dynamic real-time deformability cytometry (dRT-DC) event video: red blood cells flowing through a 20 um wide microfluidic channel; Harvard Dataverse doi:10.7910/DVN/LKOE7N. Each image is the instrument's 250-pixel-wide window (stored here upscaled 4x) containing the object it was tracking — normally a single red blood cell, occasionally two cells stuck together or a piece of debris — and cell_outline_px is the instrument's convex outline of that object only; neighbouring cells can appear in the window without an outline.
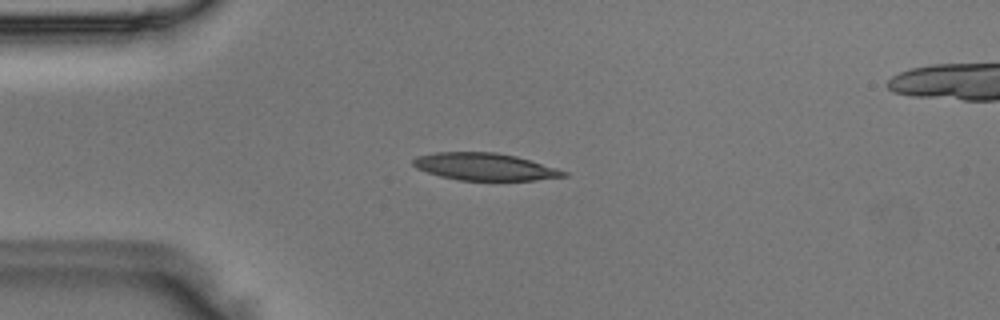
{"species": "Egyptian fruit bat (a non-hibernating species)", "species_latin": "Rousettus aegyptiacus", "temperature_condition": "room temperature", "stored_images_in_passage": 43, "camera_frame_rate_fps": 3000, "um_per_image_px": 0.085, "animal": {"sex": "male"}, "frame": {"image": 1, "passage_image": 11, "time_ms": 3.333, "image_size_px": [1000, 320], "cell_outline_px": [[568, 176], [536, 180], [460, 180], [440, 176], [416, 168], [412, 164], [412, 160], [416, 156], [436, 152], [496, 152], [516, 156], [568, 172]], "centroid_in_image_um": [41.18, 14.17], "position_along_channel_um": 43.8, "area_um2": 23.76}}
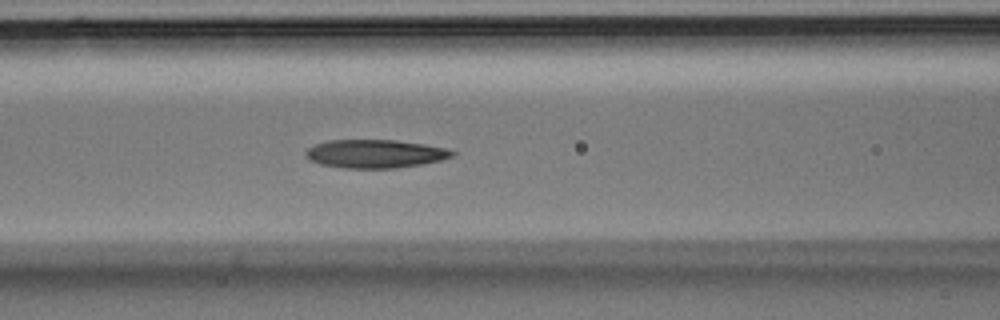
{"frame": {"image": 2, "passage_image": 19, "time_ms": 6.0, "image_size_px": [1000, 320], "cell_outline_px": [[456, 156], [424, 164], [396, 168], [344, 168], [320, 164], [308, 160], [304, 152], [308, 148], [316, 144], [328, 140], [396, 140], [424, 144], [448, 148], [456, 152]], "centroid_in_image_um": [31.91, 13.07], "position_along_channel_um": 134.7, "area_um2": 24.45}}
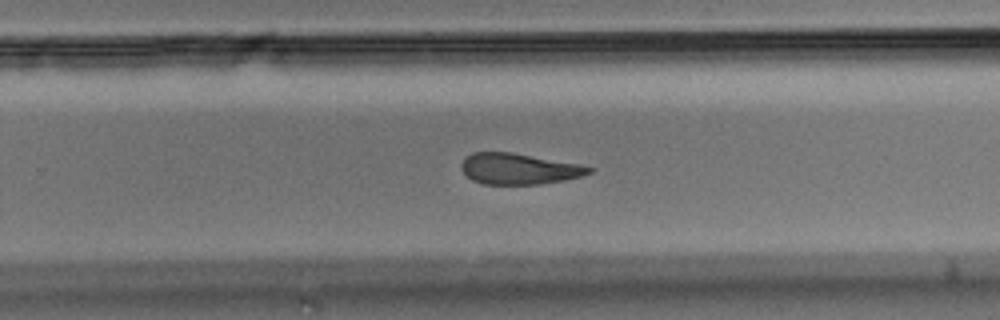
{"frame": {"image": 3, "passage_image": 30, "time_ms": 9.667, "image_size_px": [1000, 320], "cell_outline_px": [[592, 172], [580, 176], [564, 180], [540, 184], [484, 184], [472, 180], [460, 168], [460, 164], [472, 152], [512, 152], [580, 164], [592, 168]], "centroid_in_image_um": [44.09, 14.34], "position_along_channel_um": 285.7, "area_um2": 22.89}}